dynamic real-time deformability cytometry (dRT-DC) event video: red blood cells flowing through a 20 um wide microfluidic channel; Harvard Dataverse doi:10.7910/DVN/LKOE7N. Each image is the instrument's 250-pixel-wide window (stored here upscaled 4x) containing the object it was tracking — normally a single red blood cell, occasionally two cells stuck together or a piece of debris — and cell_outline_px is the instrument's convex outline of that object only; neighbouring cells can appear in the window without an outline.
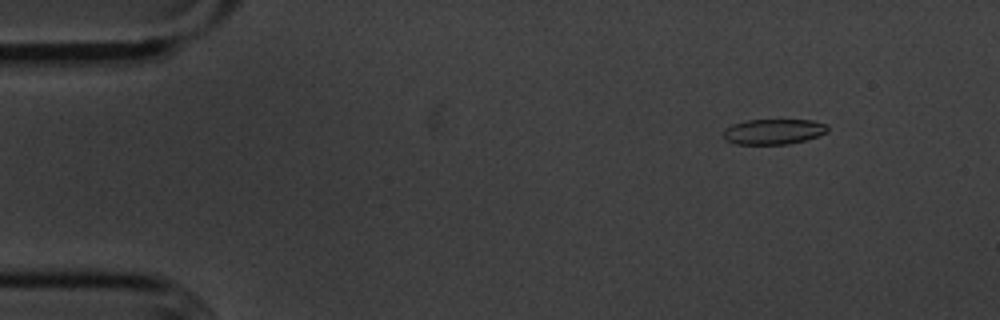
{"species": "common noctule bat (a hibernating species)", "species_latin": "Nyctalus noctula", "temperature_condition": "cold", "stored_images_in_passage": 51, "camera_frame_rate_fps": 3000, "um_per_image_px": 0.085, "animal": {"sex": "male", "body_mass_g": 20.1, "forearm_length_mm": 53.5}, "frame": {"image": 1, "passage_image": 2, "time_ms": 0.333, "image_size_px": [1000, 320], "cell_outline_px": [[828, 132], [820, 136], [788, 144], [736, 144], [724, 140], [724, 128], [732, 124], [748, 120], [812, 120], [828, 124]], "centroid_in_image_um": [65.77, 11.18], "position_along_channel_um": 19.2, "area_um2": 15.55}}
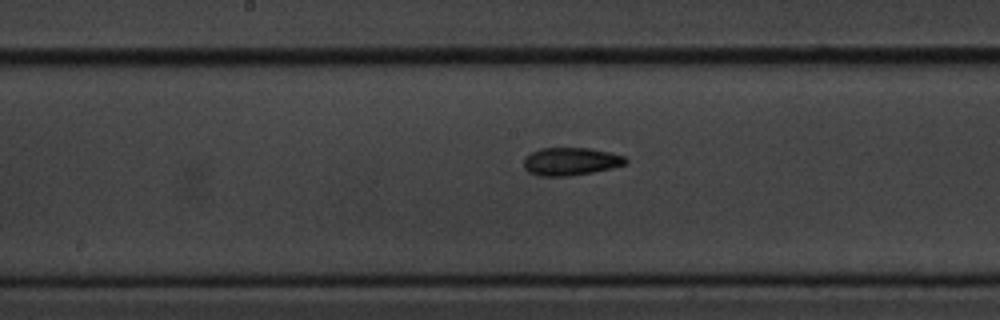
{"frame": {"image": 2, "passage_image": 24, "time_ms": 7.667, "image_size_px": [1000, 320], "cell_outline_px": [[628, 160], [624, 164], [612, 168], [592, 172], [568, 176], [536, 176], [528, 172], [524, 168], [524, 156], [540, 148], [592, 148], [624, 156]], "centroid_in_image_um": [48.46, 13.72], "position_along_channel_um": 199.7, "area_um2": 16.59}}
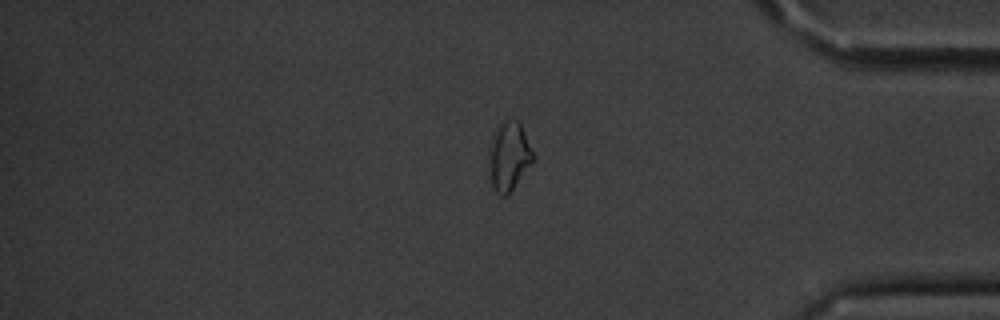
{"frame": {"image": 3, "passage_image": 42, "time_ms": 13.667, "image_size_px": [1000, 320], "cell_outline_px": [[536, 160], [508, 196], [500, 196], [492, 188], [492, 136], [500, 124], [504, 120], [516, 120], [520, 124], [536, 156]], "centroid_in_image_um": [43.36, 13.33], "position_along_channel_um": 391.8, "area_um2": 17.28}, "authors_computed_cell_mechanics": {"area_um2": 16.5886, "velocity_mm_per_s": 3.5985, "shape_relaxation_time_tau1_ms": 4.1172, "shape_relaxation_time_tau2_ms": 4.5453, "deformation_change_tau1": 0.1136, "deformation_change_tau2": 0.0908}}